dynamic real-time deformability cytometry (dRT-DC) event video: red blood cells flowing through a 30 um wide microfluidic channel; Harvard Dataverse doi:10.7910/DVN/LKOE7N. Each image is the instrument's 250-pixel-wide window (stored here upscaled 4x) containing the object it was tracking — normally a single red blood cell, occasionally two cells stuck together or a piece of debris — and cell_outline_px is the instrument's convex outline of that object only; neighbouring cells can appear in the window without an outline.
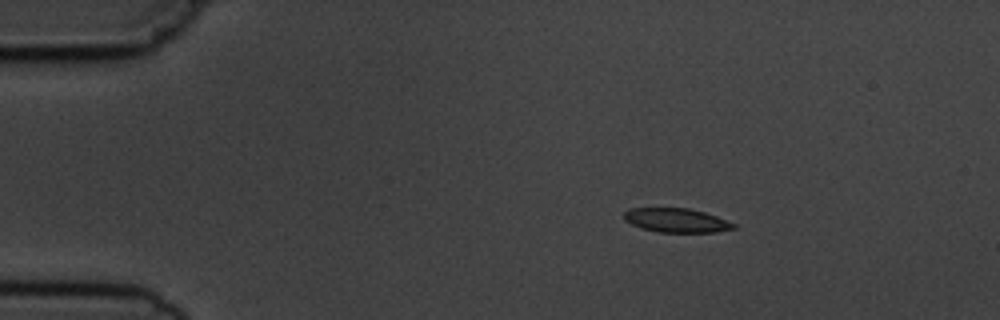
{"species": "common noctule bat (a hibernating species)", "species_latin": "Nyctalus noctula", "temperature_condition": "cold", "stored_images_in_passage": 3, "camera_frame_rate_fps": 3000, "um_per_image_px": 0.085, "animal": {"sex": "male", "body_mass_g": 19.5, "forearm_length_mm": 54.6}, "frame": {"image": 1, "passage_image": 1, "time_ms": 0.0, "image_size_px": [1000, 320], "cell_outline_px": [[736, 228], [716, 232], [656, 232], [640, 228], [624, 220], [624, 212], [628, 208], [688, 208], [704, 212], [716, 216], [736, 224]], "centroid_in_image_um": [57.47, 18.73], "position_along_channel_um": 27.5, "area_um2": 15.43}}